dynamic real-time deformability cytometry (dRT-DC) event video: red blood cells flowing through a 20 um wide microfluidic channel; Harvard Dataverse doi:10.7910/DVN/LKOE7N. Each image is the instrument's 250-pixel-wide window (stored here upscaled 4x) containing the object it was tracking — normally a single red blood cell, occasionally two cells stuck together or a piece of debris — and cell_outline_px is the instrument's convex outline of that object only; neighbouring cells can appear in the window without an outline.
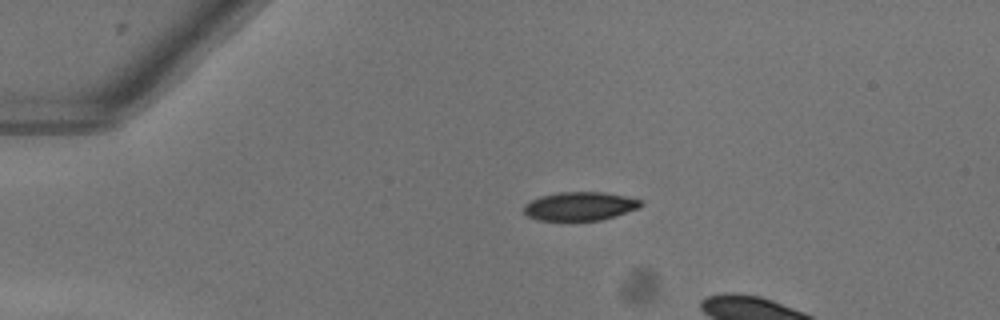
{"species": "common noctule bat (a hibernating species)", "species_latin": "Nyctalus noctula", "temperature_condition": "warm", "stored_images_in_passage": 6, "camera_frame_rate_fps": 3000, "um_per_image_px": 0.085, "animal": {"sex": "female"}, "frame": {"image": 1, "passage_image": 1, "time_ms": 0.0, "image_size_px": [1000, 320], "cell_outline_px": [[644, 204], [640, 208], [616, 216], [600, 220], [536, 220], [528, 216], [524, 212], [524, 204], [540, 196], [560, 192], [604, 192], [624, 196], [640, 200]], "centroid_in_image_um": [49.3, 17.53], "position_along_channel_um": 35.7, "area_um2": 19.48}}